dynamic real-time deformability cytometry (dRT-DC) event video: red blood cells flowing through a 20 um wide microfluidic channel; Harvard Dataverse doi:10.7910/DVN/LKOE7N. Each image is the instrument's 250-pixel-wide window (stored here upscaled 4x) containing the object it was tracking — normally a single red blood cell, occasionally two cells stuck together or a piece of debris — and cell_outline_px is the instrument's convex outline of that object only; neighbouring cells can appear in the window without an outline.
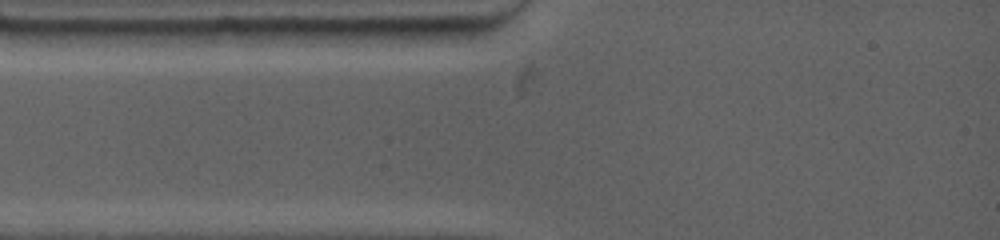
{"species": "common noctule bat (a hibernating species)", "species_latin": "Nyctalus noctula", "temperature_condition": "warm", "stored_images_in_passage": 3, "camera_frame_rate_fps": 4500, "um_per_image_px": 0.085, "animal": {"sex": "female", "body_mass_g": 19.0, "forearm_length_mm": 53.3}, "frame": {"image": 1, "passage_image": 1, "time_ms": 0.0, "image_size_px": [1000, 240], "cell_outline_px": [[472, 36], [464, 44], [368, 44], [340, 28], [472, 28]], "centroid_in_image_um": [35.0, 3.02], "position_along_channel_um": 50.0, "area_um2": 13.41}}